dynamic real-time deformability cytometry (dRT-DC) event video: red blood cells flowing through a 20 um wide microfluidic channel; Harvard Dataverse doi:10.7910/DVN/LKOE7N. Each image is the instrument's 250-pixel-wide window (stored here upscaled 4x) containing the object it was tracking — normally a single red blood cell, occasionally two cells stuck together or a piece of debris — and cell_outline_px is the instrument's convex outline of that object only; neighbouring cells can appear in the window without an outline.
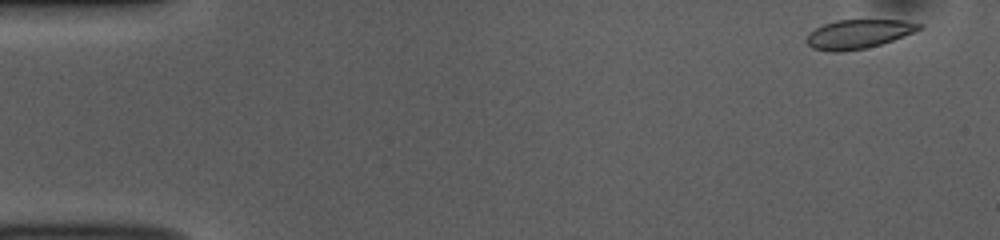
{"species": "common noctule bat (a hibernating species)", "species_latin": "Nyctalus noctula", "temperature_condition": "room temperature", "stored_images_in_passage": 50, "camera_frame_rate_fps": 3000, "um_per_image_px": 0.085, "animal": {"sex": "female", "body_mass_g": 10.0, "forearm_length_mm": 53.1}, "frame": {"image": 1, "passage_image": 1, "time_ms": 0.0, "image_size_px": [1000, 240], "cell_outline_px": [[924, 24], [920, 28], [912, 32], [892, 40], [880, 44], [864, 48], [840, 52], [832, 52], [812, 48], [804, 40], [808, 32], [824, 24], [836, 20], [904, 20]], "centroid_in_image_um": [72.9, 2.89], "position_along_channel_um": 12.1, "area_um2": 18.9}}
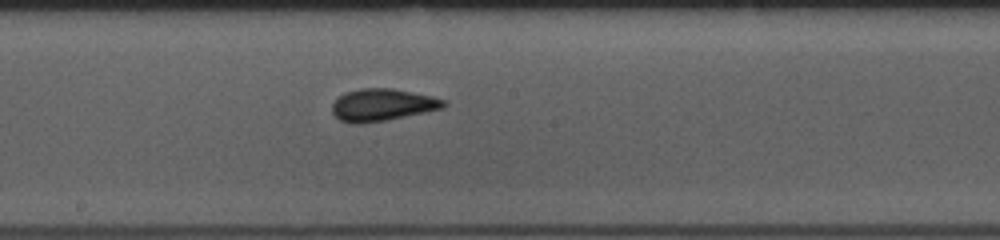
{"frame": {"image": 2, "passage_image": 26, "time_ms": 8.333, "image_size_px": [1000, 240], "cell_outline_px": [[448, 104], [444, 108], [388, 120], [364, 124], [352, 124], [340, 120], [332, 112], [332, 104], [344, 92], [360, 88], [392, 88], [432, 96], [444, 100]], "centroid_in_image_um": [32.49, 8.92], "position_along_channel_um": 215.7, "area_um2": 21.1}}
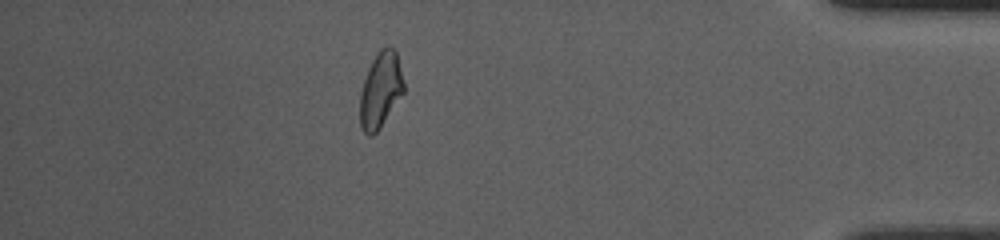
{"frame": {"image": 3, "passage_image": 44, "time_ms": 14.333, "image_size_px": [1000, 240], "cell_outline_px": [[404, 92], [380, 128], [372, 136], [368, 136], [364, 132], [360, 124], [360, 92], [368, 68], [372, 60], [380, 48], [388, 44], [396, 48], [404, 84]], "centroid_in_image_um": [32.35, 7.61], "position_along_channel_um": 402.8, "area_um2": 19.48}, "authors_computed_cell_mechanics": {"area_um2": 20.2011, "velocity_mm_per_s": 3.8417, "shape_relaxation_time_tau1_ms": 3.9616, "shape_relaxation_time_tau2_ms": 1.7053, "deformation_change_tau1": 0.1031, "deformation_change_tau2": 0.0555}}